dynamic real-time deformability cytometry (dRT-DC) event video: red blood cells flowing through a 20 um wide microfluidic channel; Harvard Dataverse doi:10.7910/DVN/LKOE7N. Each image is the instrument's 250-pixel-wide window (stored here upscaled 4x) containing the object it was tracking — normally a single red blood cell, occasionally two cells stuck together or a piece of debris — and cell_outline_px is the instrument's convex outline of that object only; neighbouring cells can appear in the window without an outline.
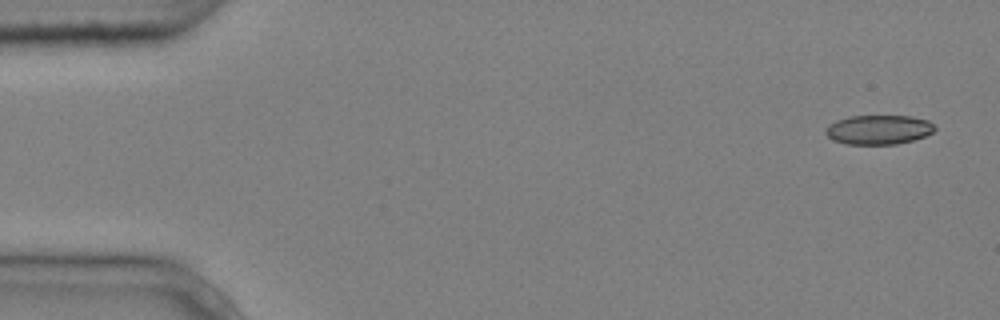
{"species": "common noctule bat (a hibernating species)", "species_latin": "Nyctalus noctula", "temperature_condition": "cold", "stored_images_in_passage": 6, "camera_frame_rate_fps": 3000, "um_per_image_px": 0.085, "animal": {"sex": "male", "body_mass_g": 20.4}, "frame": {"image": 1, "passage_image": 1, "time_ms": 0.0, "image_size_px": [1000, 320], "cell_outline_px": [[936, 128], [932, 132], [924, 136], [912, 140], [896, 144], [844, 144], [832, 140], [824, 132], [828, 124], [836, 120], [848, 116], [912, 116], [928, 120]], "centroid_in_image_um": [74.64, 11.02], "position_along_channel_um": 10.4, "area_um2": 18.73}}
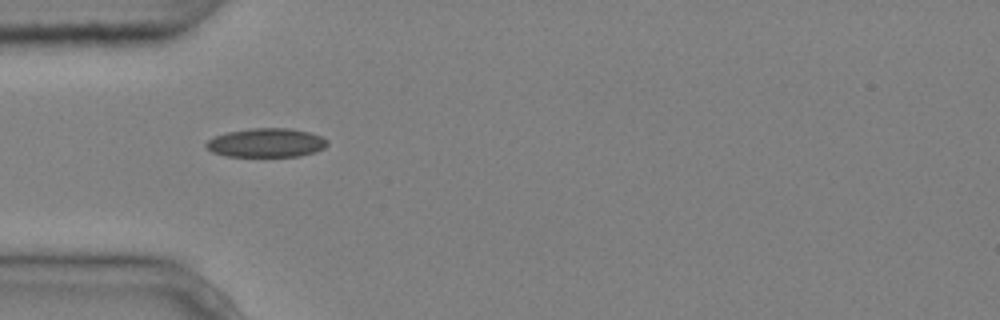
{"frame": {"image": 2, "passage_image": 5, "time_ms": 1.333, "image_size_px": [1000, 320], "cell_outline_px": [[328, 144], [324, 148], [316, 152], [300, 156], [224, 156], [212, 152], [204, 144], [208, 140], [216, 136], [228, 132], [252, 128], [288, 128], [308, 132], [320, 136], [328, 140]], "centroid_in_image_um": [22.65, 12.14], "position_along_channel_um": 62.4, "area_um2": 20.35}}